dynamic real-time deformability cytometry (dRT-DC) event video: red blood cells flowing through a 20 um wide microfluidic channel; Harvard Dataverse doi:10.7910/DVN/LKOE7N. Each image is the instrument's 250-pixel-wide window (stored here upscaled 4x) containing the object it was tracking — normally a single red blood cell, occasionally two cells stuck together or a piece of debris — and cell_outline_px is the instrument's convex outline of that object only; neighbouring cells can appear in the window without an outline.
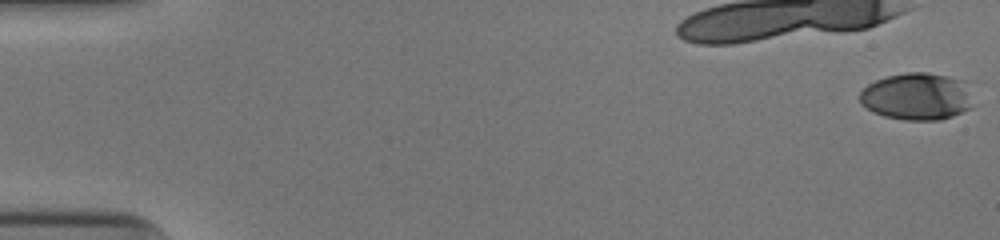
{"species": "human", "species_latin": "Homo sapiens", "temperature_condition": "cold", "stored_images_in_passage": 11, "camera_frame_rate_fps": 3000, "um_per_image_px": 0.085, "donor": {"sex": "male"}, "frame": {"image": 1, "passage_image": 1, "time_ms": 0.0, "image_size_px": [1000, 240], "cell_outline_px": [[972, 108], [952, 116], [940, 120], [904, 120], [884, 116], [872, 112], [860, 104], [860, 92], [868, 84], [876, 80], [888, 76], [908, 72], [928, 72], [948, 76], [960, 80]], "centroid_in_image_um": [77.84, 8.21], "position_along_channel_um": 7.2, "area_um2": 30.63}}